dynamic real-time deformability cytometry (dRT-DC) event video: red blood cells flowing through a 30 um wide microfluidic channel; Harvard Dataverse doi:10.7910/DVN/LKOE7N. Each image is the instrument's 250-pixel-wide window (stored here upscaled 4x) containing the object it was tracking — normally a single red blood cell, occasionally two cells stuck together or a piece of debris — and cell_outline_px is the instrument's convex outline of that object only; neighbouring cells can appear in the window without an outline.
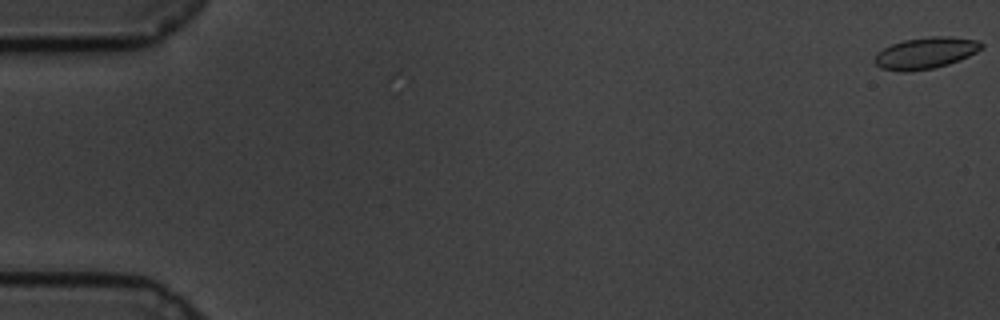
{"species": "common noctule bat (a hibernating species)", "species_latin": "Nyctalus noctula", "temperature_condition": "cold", "stored_images_in_passage": 60, "camera_frame_rate_fps": 3000, "um_per_image_px": 0.085, "animal": {"sex": "male", "body_mass_g": 19.5, "forearm_length_mm": 54.6}, "frame": {"image": 1, "passage_image": 1, "time_ms": 0.0, "image_size_px": [1000, 320], "cell_outline_px": [[984, 48], [960, 60], [948, 64], [932, 68], [908, 72], [904, 72], [880, 68], [872, 60], [884, 48], [892, 44], [904, 40], [932, 36], [952, 36], [976, 40], [984, 44]], "centroid_in_image_um": [78.7, 4.5], "position_along_channel_um": 6.3, "area_um2": 19.54}}
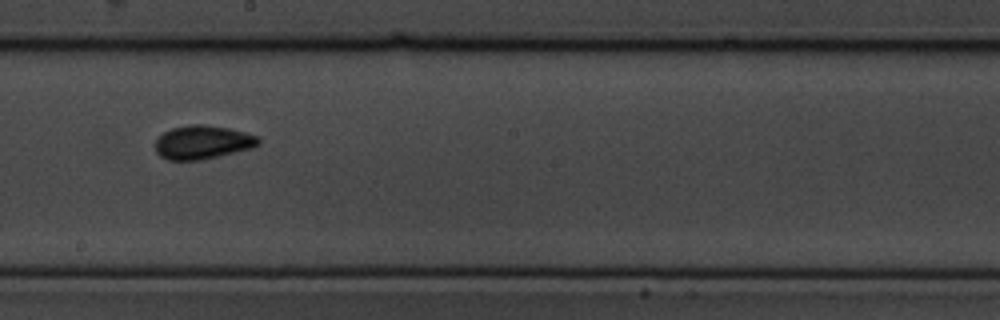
{"frame": {"image": 2, "passage_image": 35, "time_ms": 11.333, "image_size_px": [1000, 320], "cell_outline_px": [[260, 144], [252, 148], [200, 160], [168, 160], [160, 156], [156, 152], [156, 140], [164, 132], [172, 128], [192, 124], [204, 124], [228, 128], [260, 136]], "centroid_in_image_um": [17.24, 12.09], "position_along_channel_um": 231.0, "area_um2": 20.17}}
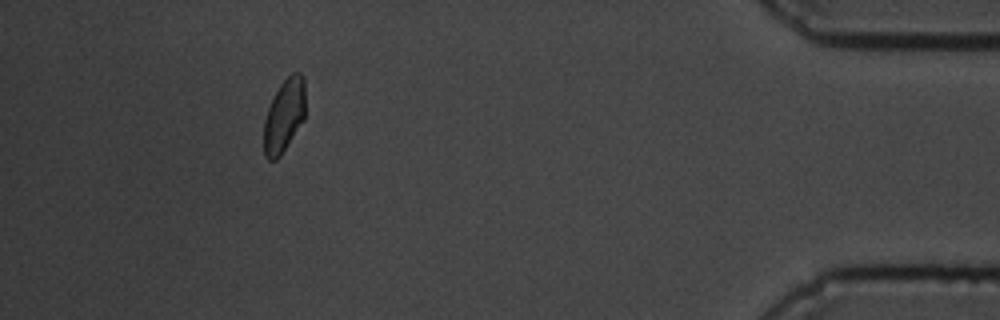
{"frame": {"image": 3, "passage_image": 56, "time_ms": 18.333, "image_size_px": [1000, 320], "cell_outline_px": [[304, 120], [280, 156], [276, 160], [268, 160], [264, 156], [264, 120], [268, 108], [280, 84], [292, 72], [300, 72], [304, 76]], "centroid_in_image_um": [24.15, 9.83], "position_along_channel_um": 411.0, "area_um2": 17.63}}